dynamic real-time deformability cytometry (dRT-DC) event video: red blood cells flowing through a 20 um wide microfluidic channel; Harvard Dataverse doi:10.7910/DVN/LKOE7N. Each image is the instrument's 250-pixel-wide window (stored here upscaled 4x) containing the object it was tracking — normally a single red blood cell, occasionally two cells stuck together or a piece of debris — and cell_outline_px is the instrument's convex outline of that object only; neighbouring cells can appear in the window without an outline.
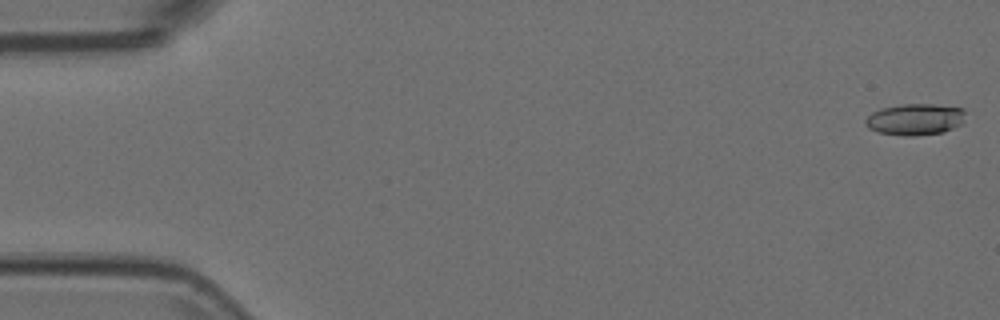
{"species": "Egyptian fruit bat (a non-hibernating species)", "species_latin": "Rousettus aegyptiacus", "temperature_condition": "room temperature", "stored_images_in_passage": 55, "camera_frame_rate_fps": 3000, "um_per_image_px": 0.085, "animal": {"sex": "female"}, "frame": {"image": 1, "passage_image": 1, "time_ms": 0.0, "image_size_px": [1000, 320], "cell_outline_px": [[964, 112], [960, 124], [944, 132], [916, 136], [904, 136], [876, 132], [868, 128], [864, 124], [864, 120], [872, 112], [880, 108], [904, 104], [932, 104], [964, 108]], "centroid_in_image_um": [77.72, 10.15], "position_along_channel_um": 7.3, "area_um2": 18.38}}
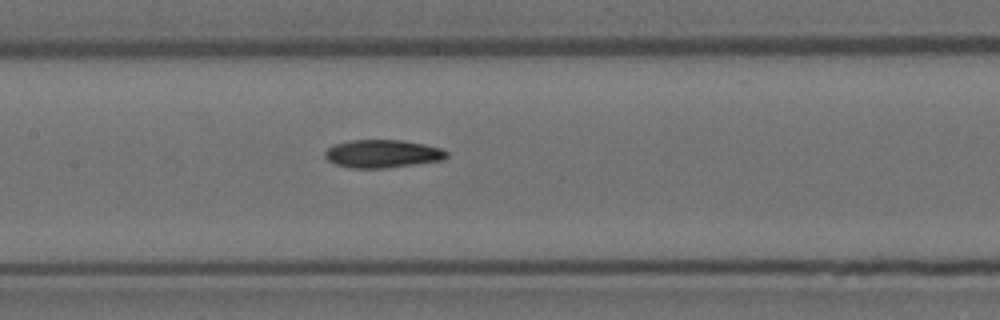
{"frame": {"image": 2, "passage_image": 26, "time_ms": 8.333, "image_size_px": [1000, 320], "cell_outline_px": [[448, 156], [444, 160], [380, 168], [352, 168], [336, 164], [328, 160], [324, 156], [324, 152], [332, 144], [352, 140], [400, 140], [424, 144], [440, 148], [448, 152]], "centroid_in_image_um": [32.49, 13.06], "position_along_channel_um": 174.9, "area_um2": 19.71}}
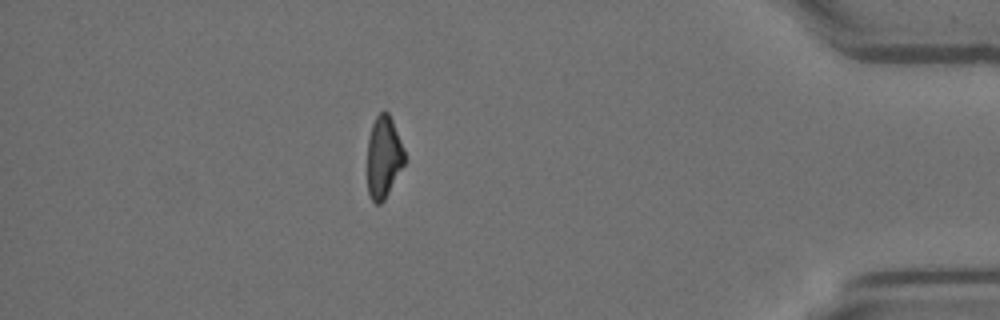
{"frame": {"image": 3, "passage_image": 48, "time_ms": 15.667, "image_size_px": [1000, 320], "cell_outline_px": [[404, 164], [384, 200], [380, 204], [376, 204], [372, 200], [368, 192], [368, 136], [372, 124], [376, 116], [380, 112], [388, 112], [392, 120], [404, 148]], "centroid_in_image_um": [32.6, 13.34], "position_along_channel_um": 402.6, "area_um2": 17.57}}